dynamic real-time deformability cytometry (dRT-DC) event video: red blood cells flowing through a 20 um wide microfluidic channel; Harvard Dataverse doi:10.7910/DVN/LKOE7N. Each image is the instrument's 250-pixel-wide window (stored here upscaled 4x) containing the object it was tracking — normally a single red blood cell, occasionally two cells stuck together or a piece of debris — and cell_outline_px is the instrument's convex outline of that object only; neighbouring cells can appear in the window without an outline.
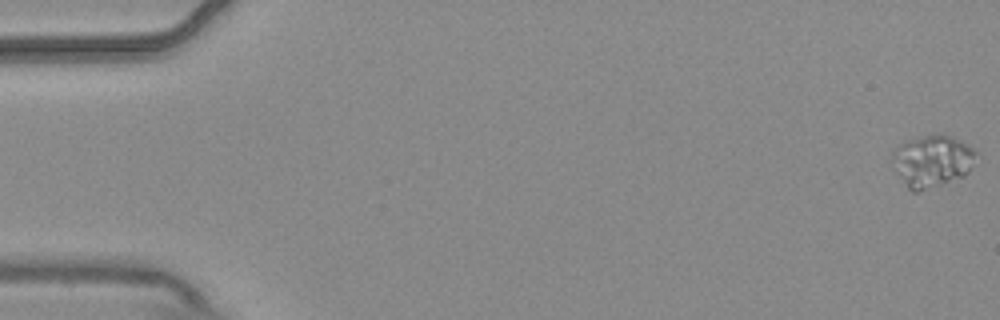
{"species": "common noctule bat (a hibernating species)", "species_latin": "Nyctalus noctula", "temperature_condition": "warm", "stored_images_in_passage": 6, "camera_frame_rate_fps": 3000, "um_per_image_px": 0.085, "animal": {"sex": "male", "body_mass_g": 20.4}, "frame": {"image": 1, "passage_image": 1, "time_ms": 0.0, "image_size_px": [1000, 320], "cell_outline_px": [[976, 152], [968, 172], [964, 176], [920, 192], [912, 192], [908, 188], [892, 156], [892, 152], [904, 140], [920, 136], [940, 132], [968, 144]], "centroid_in_image_um": [79.25, 13.65], "position_along_channel_um": 5.7, "area_um2": 24.91}}
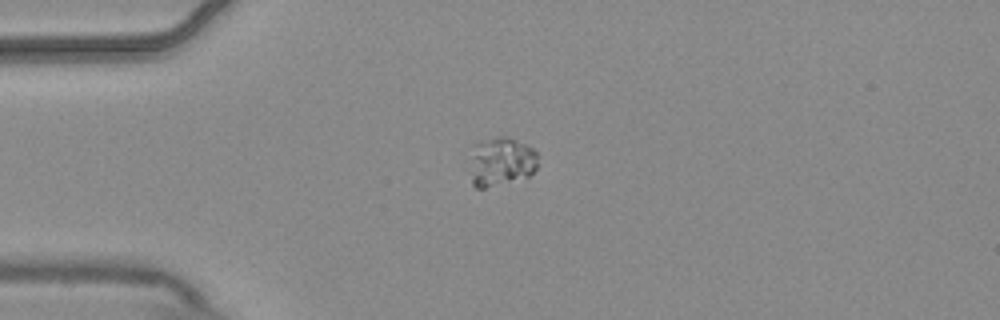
{"frame": {"image": 2, "passage_image": 5, "time_ms": 1.333, "image_size_px": [1000, 320], "cell_outline_px": [[536, 168], [528, 176], [484, 188], [476, 188], [472, 184], [464, 168], [472, 144], [500, 136], [504, 136], [524, 144], [532, 148], [536, 152]], "centroid_in_image_um": [42.42, 13.75], "position_along_channel_um": 42.6, "area_um2": 19.94}}